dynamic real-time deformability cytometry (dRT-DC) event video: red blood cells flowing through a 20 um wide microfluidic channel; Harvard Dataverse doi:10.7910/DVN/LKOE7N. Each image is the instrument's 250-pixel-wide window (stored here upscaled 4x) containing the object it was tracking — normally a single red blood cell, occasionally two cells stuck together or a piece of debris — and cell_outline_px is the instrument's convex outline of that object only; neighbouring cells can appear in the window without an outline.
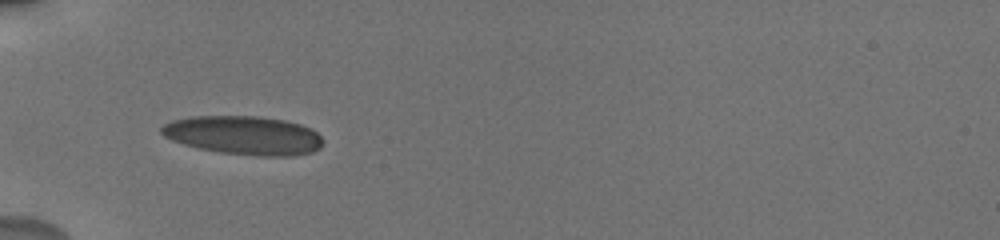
{"species": "human", "species_latin": "Homo sapiens", "temperature_condition": "cold", "stored_images_in_passage": 16, "camera_frame_rate_fps": 3000, "um_per_image_px": 0.085, "donor": {"sex": "male"}, "frame": {"image": 1, "passage_image": 1, "time_ms": 0.0, "image_size_px": [1000, 240], "cell_outline_px": [[324, 140], [320, 148], [312, 152], [288, 156], [260, 156], [220, 152], [200, 148], [184, 144], [172, 140], [164, 136], [160, 132], [160, 128], [164, 124], [172, 120], [192, 116], [256, 116], [284, 120], [300, 124], [312, 128]], "centroid_in_image_um": [20.72, 11.49], "position_along_channel_um": 64.3, "area_um2": 36.41}}
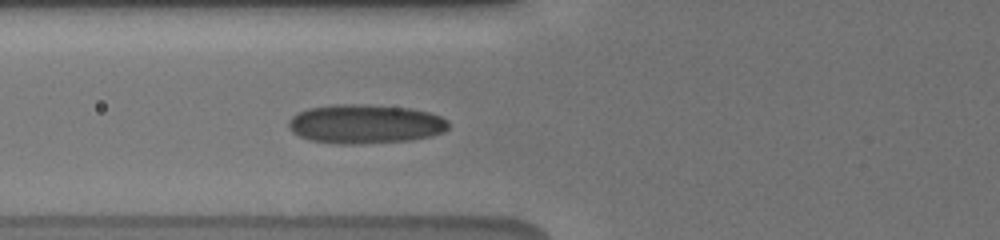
{"frame": {"image": 2, "passage_image": 7, "time_ms": 1.0, "image_size_px": [1000, 240], "cell_outline_px": [[448, 128], [444, 132], [432, 136], [408, 140], [352, 144], [340, 144], [308, 140], [292, 132], [288, 128], [288, 120], [296, 112], [308, 108], [336, 104], [360, 104], [408, 108], [428, 112], [440, 116], [448, 120]], "centroid_in_image_um": [31.0, 10.53], "position_along_channel_um": 94.8, "area_um2": 36.47}}
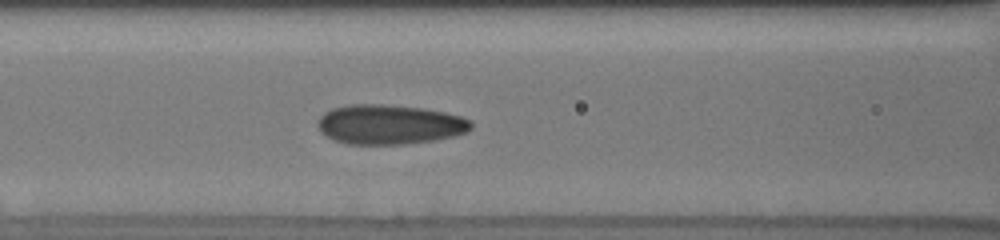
{"frame": {"image": 3, "passage_image": 13, "time_ms": 2.0, "image_size_px": [1000, 240], "cell_outline_px": [[472, 128], [468, 132], [436, 140], [404, 144], [348, 144], [336, 140], [320, 132], [316, 124], [316, 120], [324, 112], [332, 108], [348, 104], [384, 104], [424, 108], [444, 112], [460, 116], [472, 120]], "centroid_in_image_um": [33.1, 10.57], "position_along_channel_um": 133.5, "area_um2": 35.72}}